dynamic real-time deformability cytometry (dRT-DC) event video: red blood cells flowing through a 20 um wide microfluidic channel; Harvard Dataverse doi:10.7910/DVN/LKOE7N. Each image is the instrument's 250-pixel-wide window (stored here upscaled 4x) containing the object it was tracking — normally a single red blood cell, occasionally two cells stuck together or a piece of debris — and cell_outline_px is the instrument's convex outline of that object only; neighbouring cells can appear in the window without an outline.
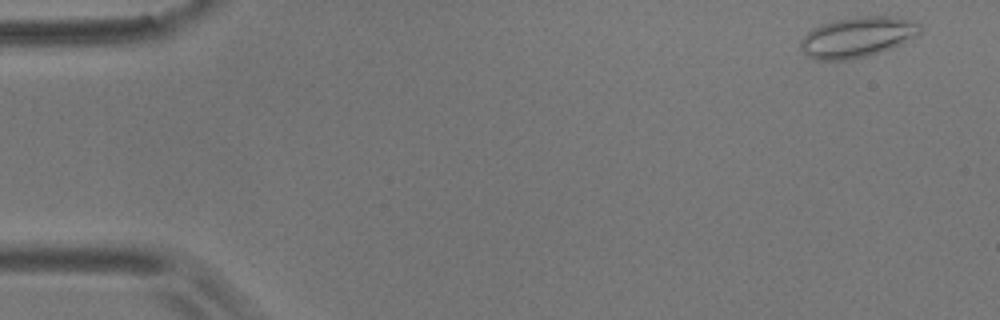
{"species": "common noctule bat (a hibernating species)", "species_latin": "Nyctalus noctula", "temperature_condition": "room temperature", "stored_images_in_passage": 56, "camera_frame_rate_fps": 3000, "um_per_image_px": 0.085, "animal": {"sex": "male", "body_mass_g": 17.9}, "frame": {"image": 1, "passage_image": 2, "time_ms": 0.333, "image_size_px": [1000, 320], "cell_outline_px": [[924, 32], [916, 36], [880, 52], [848, 60], [812, 60], [800, 48], [800, 40], [812, 28], [820, 24], [832, 20], [856, 16], [892, 16], [920, 24], [924, 28]], "centroid_in_image_um": [72.84, 3.14], "position_along_channel_um": 12.2, "area_um2": 28.21}}
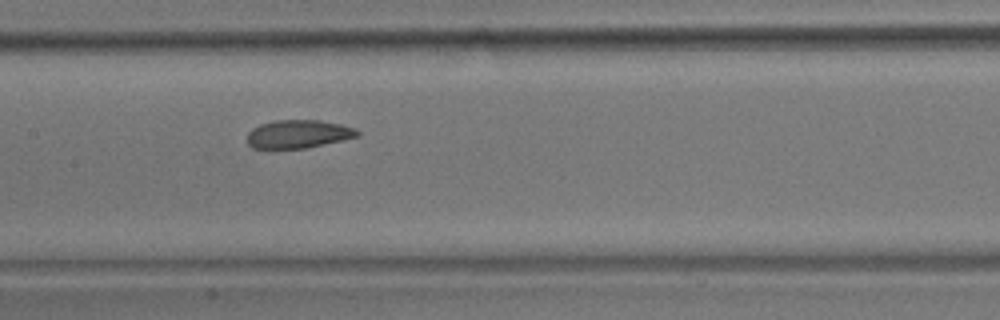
{"frame": {"image": 2, "passage_image": 26, "time_ms": 8.333, "image_size_px": [1000, 320], "cell_outline_px": [[360, 132], [356, 136], [340, 140], [304, 148], [252, 148], [248, 144], [248, 132], [252, 128], [260, 124], [272, 120], [320, 120], [340, 124], [356, 128]], "centroid_in_image_um": [25.31, 11.37], "position_along_channel_um": 182.1, "area_um2": 17.92}}
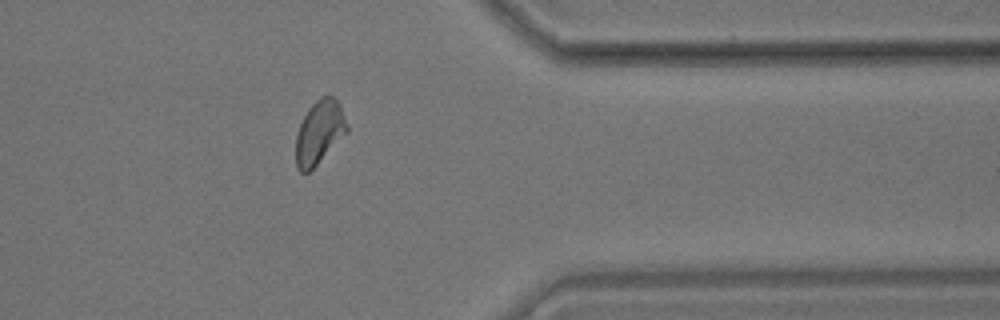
{"frame": {"image": 3, "passage_image": 44, "time_ms": 14.333, "image_size_px": [1000, 320], "cell_outline_px": [[348, 132], [308, 172], [300, 172], [296, 168], [296, 136], [300, 124], [308, 108], [320, 96], [332, 96], [340, 104], [348, 124]], "centroid_in_image_um": [27.15, 11.22], "position_along_channel_um": 384.3, "area_um2": 18.79}, "authors_computed_cell_mechanics": {"area_um2": 18.9873, "velocity_mm_per_s": 3.5837, "shape_relaxation_time_tau1_ms": 10.5421, "shape_relaxation_time_tau2_ms": 1.3736, "deformation_change_tau1": 0.1946, "deformation_change_tau2": 0.0764}}